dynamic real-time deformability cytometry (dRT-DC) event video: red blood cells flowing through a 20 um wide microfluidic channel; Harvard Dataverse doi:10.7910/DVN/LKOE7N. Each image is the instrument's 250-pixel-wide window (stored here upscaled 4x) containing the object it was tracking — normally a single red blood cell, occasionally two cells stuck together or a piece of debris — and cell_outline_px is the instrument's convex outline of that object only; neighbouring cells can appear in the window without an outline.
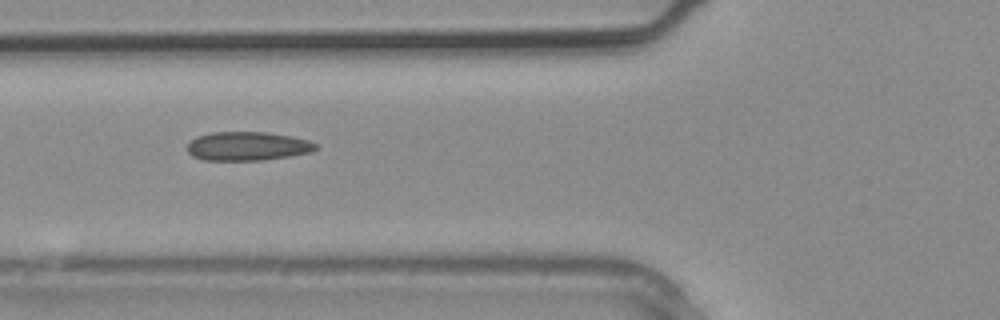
{"species": "common noctule bat (a hibernating species)", "species_latin": "Nyctalus noctula", "temperature_condition": "warm", "stored_images_in_passage": 4, "camera_frame_rate_fps": 3000, "um_per_image_px": 0.085, "animal": {"sex": "male", "body_mass_g": 20.4}, "frame": {"image": 1, "passage_image": 4, "time_ms": 1.0, "image_size_px": [1000, 320], "cell_outline_px": [[316, 148], [312, 152], [264, 160], [204, 160], [192, 156], [184, 148], [196, 136], [212, 132], [264, 132], [292, 136], [308, 140], [316, 144]], "centroid_in_image_um": [21.0, 12.42], "position_along_channel_um": 104.8, "area_um2": 21.62}}